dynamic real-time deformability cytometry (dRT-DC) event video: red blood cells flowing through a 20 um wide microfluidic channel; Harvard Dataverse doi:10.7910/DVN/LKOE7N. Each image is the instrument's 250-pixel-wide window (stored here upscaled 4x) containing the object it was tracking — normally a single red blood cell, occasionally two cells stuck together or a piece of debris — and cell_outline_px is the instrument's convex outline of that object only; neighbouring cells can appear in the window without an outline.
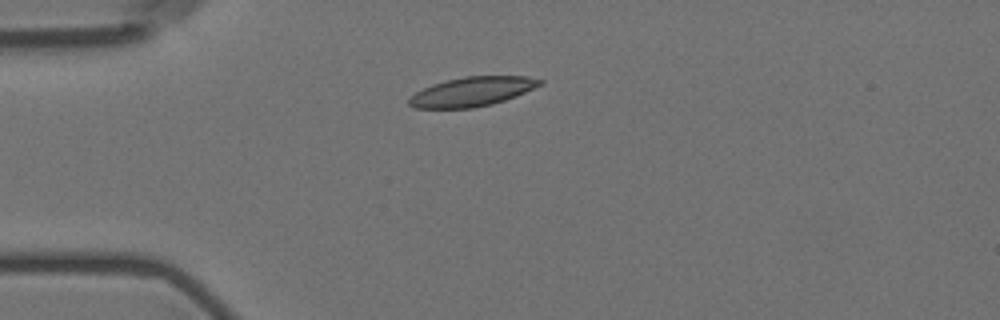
{"species": "Egyptian fruit bat (a non-hibernating species)", "species_latin": "Rousettus aegyptiacus", "temperature_condition": "room temperature", "stored_images_in_passage": 6, "camera_frame_rate_fps": 3000, "um_per_image_px": 0.085, "animal": {"sex": "female"}, "frame": {"image": 1, "passage_image": 6, "time_ms": 5.667, "image_size_px": [1000, 320], "cell_outline_px": [[544, 84], [516, 96], [492, 104], [472, 108], [416, 108], [408, 104], [408, 96], [432, 84], [464, 76], [528, 76], [544, 80]], "centroid_in_image_um": [40.15, 7.78], "position_along_channel_um": 44.9, "area_um2": 22.43}}